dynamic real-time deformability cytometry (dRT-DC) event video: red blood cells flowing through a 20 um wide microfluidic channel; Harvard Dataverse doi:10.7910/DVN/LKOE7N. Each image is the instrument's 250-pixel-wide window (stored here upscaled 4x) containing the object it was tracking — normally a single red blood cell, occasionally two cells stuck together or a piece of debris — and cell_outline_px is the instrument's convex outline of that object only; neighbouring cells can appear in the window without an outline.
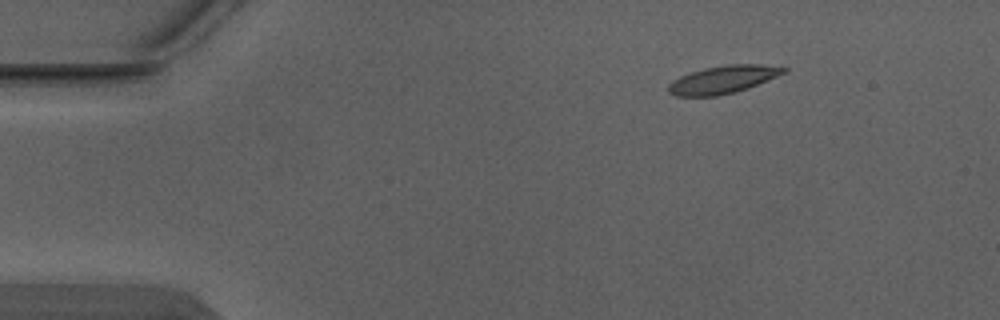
{"species": "Egyptian fruit bat (a non-hibernating species)", "species_latin": "Rousettus aegyptiacus", "temperature_condition": "warm", "stored_images_in_passage": 3, "camera_frame_rate_fps": 3000, "um_per_image_px": 0.085, "animal": {"sex": "male"}, "frame": {"image": 1, "passage_image": 1, "time_ms": 0.0, "image_size_px": [1000, 320], "cell_outline_px": [[788, 72], [748, 88], [736, 92], [716, 96], [676, 96], [668, 92], [668, 84], [672, 80], [680, 76], [704, 68], [728, 64], [760, 64], [788, 68]], "centroid_in_image_um": [61.46, 6.76], "position_along_channel_um": 23.5, "area_um2": 18.73}}